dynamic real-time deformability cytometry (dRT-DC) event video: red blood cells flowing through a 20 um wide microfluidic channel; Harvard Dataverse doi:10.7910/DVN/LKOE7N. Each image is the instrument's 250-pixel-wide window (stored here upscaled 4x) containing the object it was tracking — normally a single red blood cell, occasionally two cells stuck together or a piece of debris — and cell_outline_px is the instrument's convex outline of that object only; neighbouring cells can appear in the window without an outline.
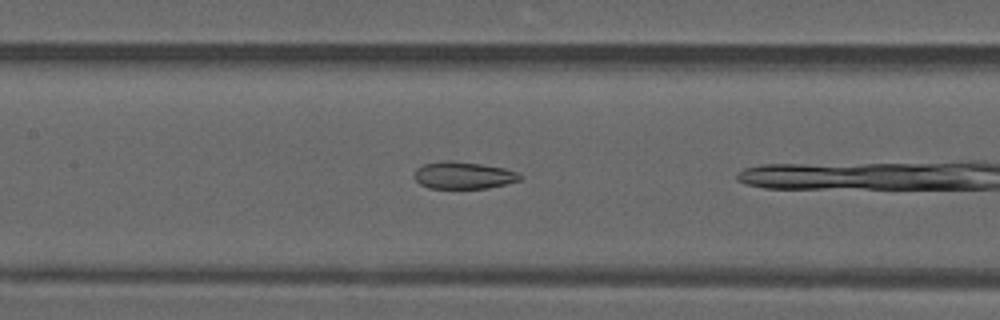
{"species": "common noctule bat (a hibernating species)", "species_latin": "Nyctalus noctula", "temperature_condition": "warm", "stored_images_in_passage": 8, "camera_frame_rate_fps": 3000, "um_per_image_px": 0.085, "animal": {"sex": "male", "forearm_length_mm": 52.5}, "frame": {"image": 1, "passage_image": 7, "time_ms": 2.0, "image_size_px": [1000, 320], "cell_outline_px": [[524, 176], [520, 180], [488, 188], [428, 188], [420, 184], [412, 176], [416, 168], [424, 164], [440, 160], [452, 160], [480, 164], [504, 168], [516, 172]], "centroid_in_image_um": [39.34, 14.89], "position_along_channel_um": 168.1, "area_um2": 16.82}}